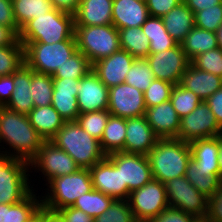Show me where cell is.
<instances>
[{"mask_svg":"<svg viewBox=\"0 0 222 222\" xmlns=\"http://www.w3.org/2000/svg\"><path fill=\"white\" fill-rule=\"evenodd\" d=\"M3 140V141H2ZM7 143L11 150H0V155L30 162L38 153L44 139L29 122L28 116L6 107H0V143ZM14 151V152H13Z\"/></svg>","mask_w":222,"mask_h":222,"instance_id":"cell-1","label":"cell"},{"mask_svg":"<svg viewBox=\"0 0 222 222\" xmlns=\"http://www.w3.org/2000/svg\"><path fill=\"white\" fill-rule=\"evenodd\" d=\"M151 167L152 177L166 183L185 176L187 164L191 159L189 143L177 138L158 139L146 155Z\"/></svg>","mask_w":222,"mask_h":222,"instance_id":"cell-2","label":"cell"},{"mask_svg":"<svg viewBox=\"0 0 222 222\" xmlns=\"http://www.w3.org/2000/svg\"><path fill=\"white\" fill-rule=\"evenodd\" d=\"M74 33V15L53 8L25 23L20 28L18 39L21 44H53L72 38Z\"/></svg>","mask_w":222,"mask_h":222,"instance_id":"cell-3","label":"cell"},{"mask_svg":"<svg viewBox=\"0 0 222 222\" xmlns=\"http://www.w3.org/2000/svg\"><path fill=\"white\" fill-rule=\"evenodd\" d=\"M50 141L68 153L80 168L89 169L106 157L100 141L84 131L77 121L65 122Z\"/></svg>","mask_w":222,"mask_h":222,"instance_id":"cell-4","label":"cell"},{"mask_svg":"<svg viewBox=\"0 0 222 222\" xmlns=\"http://www.w3.org/2000/svg\"><path fill=\"white\" fill-rule=\"evenodd\" d=\"M48 194L42 197V207L50 211L72 206L82 194L93 190L88 168H80L72 174L53 178L48 183Z\"/></svg>","mask_w":222,"mask_h":222,"instance_id":"cell-5","label":"cell"},{"mask_svg":"<svg viewBox=\"0 0 222 222\" xmlns=\"http://www.w3.org/2000/svg\"><path fill=\"white\" fill-rule=\"evenodd\" d=\"M74 35L77 49L91 65L121 49L118 29L112 24L75 26Z\"/></svg>","mask_w":222,"mask_h":222,"instance_id":"cell-6","label":"cell"},{"mask_svg":"<svg viewBox=\"0 0 222 222\" xmlns=\"http://www.w3.org/2000/svg\"><path fill=\"white\" fill-rule=\"evenodd\" d=\"M24 47L25 64L34 72L53 75L78 49L75 35L58 43H30Z\"/></svg>","mask_w":222,"mask_h":222,"instance_id":"cell-7","label":"cell"},{"mask_svg":"<svg viewBox=\"0 0 222 222\" xmlns=\"http://www.w3.org/2000/svg\"><path fill=\"white\" fill-rule=\"evenodd\" d=\"M29 169L24 160L0 155V204L19 203L32 192Z\"/></svg>","mask_w":222,"mask_h":222,"instance_id":"cell-8","label":"cell"},{"mask_svg":"<svg viewBox=\"0 0 222 222\" xmlns=\"http://www.w3.org/2000/svg\"><path fill=\"white\" fill-rule=\"evenodd\" d=\"M128 201L136 222H150L169 206L165 184L154 178L132 191Z\"/></svg>","mask_w":222,"mask_h":222,"instance_id":"cell-9","label":"cell"},{"mask_svg":"<svg viewBox=\"0 0 222 222\" xmlns=\"http://www.w3.org/2000/svg\"><path fill=\"white\" fill-rule=\"evenodd\" d=\"M164 184L170 207L182 210L197 219L206 218L208 198L201 194L185 176L171 179Z\"/></svg>","mask_w":222,"mask_h":222,"instance_id":"cell-10","label":"cell"},{"mask_svg":"<svg viewBox=\"0 0 222 222\" xmlns=\"http://www.w3.org/2000/svg\"><path fill=\"white\" fill-rule=\"evenodd\" d=\"M30 169L41 171L49 183L53 178L75 173L80 169L73 158L51 141H44L36 156L29 162Z\"/></svg>","mask_w":222,"mask_h":222,"instance_id":"cell-11","label":"cell"},{"mask_svg":"<svg viewBox=\"0 0 222 222\" xmlns=\"http://www.w3.org/2000/svg\"><path fill=\"white\" fill-rule=\"evenodd\" d=\"M222 134L215 116L206 102H201L189 115L180 119L177 139L190 143L196 139H207Z\"/></svg>","mask_w":222,"mask_h":222,"instance_id":"cell-12","label":"cell"},{"mask_svg":"<svg viewBox=\"0 0 222 222\" xmlns=\"http://www.w3.org/2000/svg\"><path fill=\"white\" fill-rule=\"evenodd\" d=\"M155 79L177 85L191 61L180 44L159 53H149L146 57Z\"/></svg>","mask_w":222,"mask_h":222,"instance_id":"cell-13","label":"cell"},{"mask_svg":"<svg viewBox=\"0 0 222 222\" xmlns=\"http://www.w3.org/2000/svg\"><path fill=\"white\" fill-rule=\"evenodd\" d=\"M118 169H121L122 185L131 193L148 183L153 177L146 155L115 152L106 156Z\"/></svg>","mask_w":222,"mask_h":222,"instance_id":"cell-14","label":"cell"},{"mask_svg":"<svg viewBox=\"0 0 222 222\" xmlns=\"http://www.w3.org/2000/svg\"><path fill=\"white\" fill-rule=\"evenodd\" d=\"M144 92L122 83L109 88L108 112L124 119L144 116Z\"/></svg>","mask_w":222,"mask_h":222,"instance_id":"cell-15","label":"cell"},{"mask_svg":"<svg viewBox=\"0 0 222 222\" xmlns=\"http://www.w3.org/2000/svg\"><path fill=\"white\" fill-rule=\"evenodd\" d=\"M93 189L112 197L114 200H128L130 192L122 185L121 169L107 157L89 168Z\"/></svg>","mask_w":222,"mask_h":222,"instance_id":"cell-16","label":"cell"},{"mask_svg":"<svg viewBox=\"0 0 222 222\" xmlns=\"http://www.w3.org/2000/svg\"><path fill=\"white\" fill-rule=\"evenodd\" d=\"M77 99L80 114L108 110L109 88L90 70L80 79Z\"/></svg>","mask_w":222,"mask_h":222,"instance_id":"cell-17","label":"cell"},{"mask_svg":"<svg viewBox=\"0 0 222 222\" xmlns=\"http://www.w3.org/2000/svg\"><path fill=\"white\" fill-rule=\"evenodd\" d=\"M135 58L127 51L120 49L109 57L103 58L92 65V70L99 79L108 87L125 82L127 72Z\"/></svg>","mask_w":222,"mask_h":222,"instance_id":"cell-18","label":"cell"},{"mask_svg":"<svg viewBox=\"0 0 222 222\" xmlns=\"http://www.w3.org/2000/svg\"><path fill=\"white\" fill-rule=\"evenodd\" d=\"M80 79L53 78V98L51 105L65 122L76 121L78 110V85Z\"/></svg>","mask_w":222,"mask_h":222,"instance_id":"cell-19","label":"cell"},{"mask_svg":"<svg viewBox=\"0 0 222 222\" xmlns=\"http://www.w3.org/2000/svg\"><path fill=\"white\" fill-rule=\"evenodd\" d=\"M158 139L145 115L126 119L124 152L147 155Z\"/></svg>","mask_w":222,"mask_h":222,"instance_id":"cell-20","label":"cell"},{"mask_svg":"<svg viewBox=\"0 0 222 222\" xmlns=\"http://www.w3.org/2000/svg\"><path fill=\"white\" fill-rule=\"evenodd\" d=\"M145 117L159 139L177 138L180 118L170 100L147 108Z\"/></svg>","mask_w":222,"mask_h":222,"instance_id":"cell-21","label":"cell"},{"mask_svg":"<svg viewBox=\"0 0 222 222\" xmlns=\"http://www.w3.org/2000/svg\"><path fill=\"white\" fill-rule=\"evenodd\" d=\"M149 16L145 0H113L112 25L117 29L141 27Z\"/></svg>","mask_w":222,"mask_h":222,"instance_id":"cell-22","label":"cell"},{"mask_svg":"<svg viewBox=\"0 0 222 222\" xmlns=\"http://www.w3.org/2000/svg\"><path fill=\"white\" fill-rule=\"evenodd\" d=\"M179 84L205 102L222 87V80L220 76L200 70L190 63Z\"/></svg>","mask_w":222,"mask_h":222,"instance_id":"cell-23","label":"cell"},{"mask_svg":"<svg viewBox=\"0 0 222 222\" xmlns=\"http://www.w3.org/2000/svg\"><path fill=\"white\" fill-rule=\"evenodd\" d=\"M32 69L23 64L13 73L14 92L6 108L17 113L27 115L33 108L34 102L31 96Z\"/></svg>","mask_w":222,"mask_h":222,"instance_id":"cell-24","label":"cell"},{"mask_svg":"<svg viewBox=\"0 0 222 222\" xmlns=\"http://www.w3.org/2000/svg\"><path fill=\"white\" fill-rule=\"evenodd\" d=\"M113 0H80L74 14L75 26L112 24Z\"/></svg>","mask_w":222,"mask_h":222,"instance_id":"cell-25","label":"cell"},{"mask_svg":"<svg viewBox=\"0 0 222 222\" xmlns=\"http://www.w3.org/2000/svg\"><path fill=\"white\" fill-rule=\"evenodd\" d=\"M27 116L44 141H50L65 124L64 119L52 105L34 107Z\"/></svg>","mask_w":222,"mask_h":222,"instance_id":"cell-26","label":"cell"},{"mask_svg":"<svg viewBox=\"0 0 222 222\" xmlns=\"http://www.w3.org/2000/svg\"><path fill=\"white\" fill-rule=\"evenodd\" d=\"M161 18L167 32L178 44L195 27L194 13L183 1Z\"/></svg>","mask_w":222,"mask_h":222,"instance_id":"cell-27","label":"cell"},{"mask_svg":"<svg viewBox=\"0 0 222 222\" xmlns=\"http://www.w3.org/2000/svg\"><path fill=\"white\" fill-rule=\"evenodd\" d=\"M34 193L32 191L25 199L16 204L1 203L0 222L31 221L42 208V198L37 197Z\"/></svg>","mask_w":222,"mask_h":222,"instance_id":"cell-28","label":"cell"},{"mask_svg":"<svg viewBox=\"0 0 222 222\" xmlns=\"http://www.w3.org/2000/svg\"><path fill=\"white\" fill-rule=\"evenodd\" d=\"M191 158L199 169L210 170L213 174H220L218 167L219 138L196 139L189 143Z\"/></svg>","mask_w":222,"mask_h":222,"instance_id":"cell-29","label":"cell"},{"mask_svg":"<svg viewBox=\"0 0 222 222\" xmlns=\"http://www.w3.org/2000/svg\"><path fill=\"white\" fill-rule=\"evenodd\" d=\"M141 28L149 39V53L166 51L178 44L167 32L160 17L149 16Z\"/></svg>","mask_w":222,"mask_h":222,"instance_id":"cell-30","label":"cell"},{"mask_svg":"<svg viewBox=\"0 0 222 222\" xmlns=\"http://www.w3.org/2000/svg\"><path fill=\"white\" fill-rule=\"evenodd\" d=\"M126 119L110 115L100 140V147L107 156L124 152Z\"/></svg>","mask_w":222,"mask_h":222,"instance_id":"cell-31","label":"cell"},{"mask_svg":"<svg viewBox=\"0 0 222 222\" xmlns=\"http://www.w3.org/2000/svg\"><path fill=\"white\" fill-rule=\"evenodd\" d=\"M190 61L198 55L218 47L216 33L194 27L180 43Z\"/></svg>","mask_w":222,"mask_h":222,"instance_id":"cell-32","label":"cell"},{"mask_svg":"<svg viewBox=\"0 0 222 222\" xmlns=\"http://www.w3.org/2000/svg\"><path fill=\"white\" fill-rule=\"evenodd\" d=\"M185 177L208 199L215 193L222 182L220 174H213L210 170L199 169L196 161L192 158L187 164Z\"/></svg>","mask_w":222,"mask_h":222,"instance_id":"cell-33","label":"cell"},{"mask_svg":"<svg viewBox=\"0 0 222 222\" xmlns=\"http://www.w3.org/2000/svg\"><path fill=\"white\" fill-rule=\"evenodd\" d=\"M120 48L134 58H146L149 55V39L141 27L118 29Z\"/></svg>","mask_w":222,"mask_h":222,"instance_id":"cell-34","label":"cell"},{"mask_svg":"<svg viewBox=\"0 0 222 222\" xmlns=\"http://www.w3.org/2000/svg\"><path fill=\"white\" fill-rule=\"evenodd\" d=\"M12 7L19 29L29 20L44 15L53 9L51 0H12Z\"/></svg>","mask_w":222,"mask_h":222,"instance_id":"cell-35","label":"cell"},{"mask_svg":"<svg viewBox=\"0 0 222 222\" xmlns=\"http://www.w3.org/2000/svg\"><path fill=\"white\" fill-rule=\"evenodd\" d=\"M113 201L114 199L112 197L93 189L77 198L72 207L82 210L89 216L96 218L105 212Z\"/></svg>","mask_w":222,"mask_h":222,"instance_id":"cell-36","label":"cell"},{"mask_svg":"<svg viewBox=\"0 0 222 222\" xmlns=\"http://www.w3.org/2000/svg\"><path fill=\"white\" fill-rule=\"evenodd\" d=\"M30 89L34 107L51 105L54 90L52 75L40 74L32 70Z\"/></svg>","mask_w":222,"mask_h":222,"instance_id":"cell-37","label":"cell"},{"mask_svg":"<svg viewBox=\"0 0 222 222\" xmlns=\"http://www.w3.org/2000/svg\"><path fill=\"white\" fill-rule=\"evenodd\" d=\"M90 70H92V65L88 58L77 50L62 66L57 68L52 77L81 79Z\"/></svg>","mask_w":222,"mask_h":222,"instance_id":"cell-38","label":"cell"},{"mask_svg":"<svg viewBox=\"0 0 222 222\" xmlns=\"http://www.w3.org/2000/svg\"><path fill=\"white\" fill-rule=\"evenodd\" d=\"M155 76L146 58H135L127 72L125 83L145 92L151 85Z\"/></svg>","mask_w":222,"mask_h":222,"instance_id":"cell-39","label":"cell"},{"mask_svg":"<svg viewBox=\"0 0 222 222\" xmlns=\"http://www.w3.org/2000/svg\"><path fill=\"white\" fill-rule=\"evenodd\" d=\"M170 101L180 119L189 115L202 102L196 94L180 84L173 86Z\"/></svg>","mask_w":222,"mask_h":222,"instance_id":"cell-40","label":"cell"},{"mask_svg":"<svg viewBox=\"0 0 222 222\" xmlns=\"http://www.w3.org/2000/svg\"><path fill=\"white\" fill-rule=\"evenodd\" d=\"M110 115L108 110L81 113L76 121L84 131L100 141Z\"/></svg>","mask_w":222,"mask_h":222,"instance_id":"cell-41","label":"cell"},{"mask_svg":"<svg viewBox=\"0 0 222 222\" xmlns=\"http://www.w3.org/2000/svg\"><path fill=\"white\" fill-rule=\"evenodd\" d=\"M23 64H25L23 45L0 47V75L13 74Z\"/></svg>","mask_w":222,"mask_h":222,"instance_id":"cell-42","label":"cell"},{"mask_svg":"<svg viewBox=\"0 0 222 222\" xmlns=\"http://www.w3.org/2000/svg\"><path fill=\"white\" fill-rule=\"evenodd\" d=\"M94 222H136L128 200H114Z\"/></svg>","mask_w":222,"mask_h":222,"instance_id":"cell-43","label":"cell"},{"mask_svg":"<svg viewBox=\"0 0 222 222\" xmlns=\"http://www.w3.org/2000/svg\"><path fill=\"white\" fill-rule=\"evenodd\" d=\"M173 86L170 82L154 79L150 87L144 92L146 108H151L170 100Z\"/></svg>","mask_w":222,"mask_h":222,"instance_id":"cell-44","label":"cell"},{"mask_svg":"<svg viewBox=\"0 0 222 222\" xmlns=\"http://www.w3.org/2000/svg\"><path fill=\"white\" fill-rule=\"evenodd\" d=\"M195 27L216 32L222 24V3L194 13Z\"/></svg>","mask_w":222,"mask_h":222,"instance_id":"cell-45","label":"cell"},{"mask_svg":"<svg viewBox=\"0 0 222 222\" xmlns=\"http://www.w3.org/2000/svg\"><path fill=\"white\" fill-rule=\"evenodd\" d=\"M191 63L198 69L220 76L222 73V49L219 47L195 57Z\"/></svg>","mask_w":222,"mask_h":222,"instance_id":"cell-46","label":"cell"},{"mask_svg":"<svg viewBox=\"0 0 222 222\" xmlns=\"http://www.w3.org/2000/svg\"><path fill=\"white\" fill-rule=\"evenodd\" d=\"M196 217L168 206L163 212L152 219L150 222H195Z\"/></svg>","mask_w":222,"mask_h":222,"instance_id":"cell-47","label":"cell"},{"mask_svg":"<svg viewBox=\"0 0 222 222\" xmlns=\"http://www.w3.org/2000/svg\"><path fill=\"white\" fill-rule=\"evenodd\" d=\"M206 218L210 222H222V182L215 193L208 199Z\"/></svg>","mask_w":222,"mask_h":222,"instance_id":"cell-48","label":"cell"},{"mask_svg":"<svg viewBox=\"0 0 222 222\" xmlns=\"http://www.w3.org/2000/svg\"><path fill=\"white\" fill-rule=\"evenodd\" d=\"M150 16L163 17L182 0H145Z\"/></svg>","mask_w":222,"mask_h":222,"instance_id":"cell-49","label":"cell"},{"mask_svg":"<svg viewBox=\"0 0 222 222\" xmlns=\"http://www.w3.org/2000/svg\"><path fill=\"white\" fill-rule=\"evenodd\" d=\"M0 24L10 27L17 35L20 29L17 27L12 7V0H0Z\"/></svg>","mask_w":222,"mask_h":222,"instance_id":"cell-50","label":"cell"},{"mask_svg":"<svg viewBox=\"0 0 222 222\" xmlns=\"http://www.w3.org/2000/svg\"><path fill=\"white\" fill-rule=\"evenodd\" d=\"M64 222H94V218L75 207L68 206L56 211Z\"/></svg>","mask_w":222,"mask_h":222,"instance_id":"cell-51","label":"cell"},{"mask_svg":"<svg viewBox=\"0 0 222 222\" xmlns=\"http://www.w3.org/2000/svg\"><path fill=\"white\" fill-rule=\"evenodd\" d=\"M15 86L13 83V74L1 75L0 76V107H5L12 93L14 92Z\"/></svg>","mask_w":222,"mask_h":222,"instance_id":"cell-52","label":"cell"},{"mask_svg":"<svg viewBox=\"0 0 222 222\" xmlns=\"http://www.w3.org/2000/svg\"><path fill=\"white\" fill-rule=\"evenodd\" d=\"M205 102L215 116L218 125L222 128V87L211 95Z\"/></svg>","mask_w":222,"mask_h":222,"instance_id":"cell-53","label":"cell"},{"mask_svg":"<svg viewBox=\"0 0 222 222\" xmlns=\"http://www.w3.org/2000/svg\"><path fill=\"white\" fill-rule=\"evenodd\" d=\"M22 45L18 35L10 28L0 24V47Z\"/></svg>","mask_w":222,"mask_h":222,"instance_id":"cell-54","label":"cell"},{"mask_svg":"<svg viewBox=\"0 0 222 222\" xmlns=\"http://www.w3.org/2000/svg\"><path fill=\"white\" fill-rule=\"evenodd\" d=\"M53 8L74 15L80 0H51Z\"/></svg>","mask_w":222,"mask_h":222,"instance_id":"cell-55","label":"cell"},{"mask_svg":"<svg viewBox=\"0 0 222 222\" xmlns=\"http://www.w3.org/2000/svg\"><path fill=\"white\" fill-rule=\"evenodd\" d=\"M193 13L221 4L222 0H182Z\"/></svg>","mask_w":222,"mask_h":222,"instance_id":"cell-56","label":"cell"},{"mask_svg":"<svg viewBox=\"0 0 222 222\" xmlns=\"http://www.w3.org/2000/svg\"><path fill=\"white\" fill-rule=\"evenodd\" d=\"M40 222H64V220L57 212L42 207L40 209Z\"/></svg>","mask_w":222,"mask_h":222,"instance_id":"cell-57","label":"cell"},{"mask_svg":"<svg viewBox=\"0 0 222 222\" xmlns=\"http://www.w3.org/2000/svg\"><path fill=\"white\" fill-rule=\"evenodd\" d=\"M217 137L219 138L218 167L220 170V177L222 178V134Z\"/></svg>","mask_w":222,"mask_h":222,"instance_id":"cell-58","label":"cell"},{"mask_svg":"<svg viewBox=\"0 0 222 222\" xmlns=\"http://www.w3.org/2000/svg\"><path fill=\"white\" fill-rule=\"evenodd\" d=\"M215 33L218 41V47L222 49V24L218 27Z\"/></svg>","mask_w":222,"mask_h":222,"instance_id":"cell-59","label":"cell"},{"mask_svg":"<svg viewBox=\"0 0 222 222\" xmlns=\"http://www.w3.org/2000/svg\"><path fill=\"white\" fill-rule=\"evenodd\" d=\"M29 222H40V210H39L38 214Z\"/></svg>","mask_w":222,"mask_h":222,"instance_id":"cell-60","label":"cell"},{"mask_svg":"<svg viewBox=\"0 0 222 222\" xmlns=\"http://www.w3.org/2000/svg\"><path fill=\"white\" fill-rule=\"evenodd\" d=\"M195 222H210L207 218L197 219Z\"/></svg>","mask_w":222,"mask_h":222,"instance_id":"cell-61","label":"cell"}]
</instances>
